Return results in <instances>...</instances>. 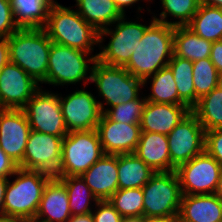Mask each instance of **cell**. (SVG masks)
<instances>
[{
    "label": "cell",
    "instance_id": "1",
    "mask_svg": "<svg viewBox=\"0 0 222 222\" xmlns=\"http://www.w3.org/2000/svg\"><path fill=\"white\" fill-rule=\"evenodd\" d=\"M174 29V26L154 21L124 68L134 77L144 80L168 66L174 54Z\"/></svg>",
    "mask_w": 222,
    "mask_h": 222
},
{
    "label": "cell",
    "instance_id": "2",
    "mask_svg": "<svg viewBox=\"0 0 222 222\" xmlns=\"http://www.w3.org/2000/svg\"><path fill=\"white\" fill-rule=\"evenodd\" d=\"M10 62L18 65L37 83L46 80L52 41L43 28H19L8 38Z\"/></svg>",
    "mask_w": 222,
    "mask_h": 222
},
{
    "label": "cell",
    "instance_id": "3",
    "mask_svg": "<svg viewBox=\"0 0 222 222\" xmlns=\"http://www.w3.org/2000/svg\"><path fill=\"white\" fill-rule=\"evenodd\" d=\"M49 39L56 44L76 48L87 53L99 43V32L75 10L57 2L52 6L43 27Z\"/></svg>",
    "mask_w": 222,
    "mask_h": 222
},
{
    "label": "cell",
    "instance_id": "4",
    "mask_svg": "<svg viewBox=\"0 0 222 222\" xmlns=\"http://www.w3.org/2000/svg\"><path fill=\"white\" fill-rule=\"evenodd\" d=\"M13 175L17 177L13 182L8 180L4 196L5 215L33 222L44 187L53 176L43 171L21 168Z\"/></svg>",
    "mask_w": 222,
    "mask_h": 222
},
{
    "label": "cell",
    "instance_id": "5",
    "mask_svg": "<svg viewBox=\"0 0 222 222\" xmlns=\"http://www.w3.org/2000/svg\"><path fill=\"white\" fill-rule=\"evenodd\" d=\"M104 154L96 129L68 132L62 141L61 164L54 177L81 176Z\"/></svg>",
    "mask_w": 222,
    "mask_h": 222
},
{
    "label": "cell",
    "instance_id": "6",
    "mask_svg": "<svg viewBox=\"0 0 222 222\" xmlns=\"http://www.w3.org/2000/svg\"><path fill=\"white\" fill-rule=\"evenodd\" d=\"M88 56L90 53L52 42L46 80L43 83L63 86L75 84L82 80L85 81L84 84L90 82L91 75L87 76V72L91 73L92 66L90 67L88 63H94L97 60V54Z\"/></svg>",
    "mask_w": 222,
    "mask_h": 222
},
{
    "label": "cell",
    "instance_id": "7",
    "mask_svg": "<svg viewBox=\"0 0 222 222\" xmlns=\"http://www.w3.org/2000/svg\"><path fill=\"white\" fill-rule=\"evenodd\" d=\"M142 192L143 216L178 217L182 193L176 171L155 172Z\"/></svg>",
    "mask_w": 222,
    "mask_h": 222
},
{
    "label": "cell",
    "instance_id": "8",
    "mask_svg": "<svg viewBox=\"0 0 222 222\" xmlns=\"http://www.w3.org/2000/svg\"><path fill=\"white\" fill-rule=\"evenodd\" d=\"M91 82H95L99 96L114 107L139 97L143 80L134 77L124 67L109 66L96 60L91 69Z\"/></svg>",
    "mask_w": 222,
    "mask_h": 222
},
{
    "label": "cell",
    "instance_id": "9",
    "mask_svg": "<svg viewBox=\"0 0 222 222\" xmlns=\"http://www.w3.org/2000/svg\"><path fill=\"white\" fill-rule=\"evenodd\" d=\"M142 25L136 22L125 21V15L117 20L115 30L108 27L99 31V46L103 42L104 36H111L108 45L100 46L101 52L97 54V60L109 66L124 67L135 51L137 43H140L146 29L154 22Z\"/></svg>",
    "mask_w": 222,
    "mask_h": 222
},
{
    "label": "cell",
    "instance_id": "10",
    "mask_svg": "<svg viewBox=\"0 0 222 222\" xmlns=\"http://www.w3.org/2000/svg\"><path fill=\"white\" fill-rule=\"evenodd\" d=\"M221 165L205 150L175 171L182 195L215 194Z\"/></svg>",
    "mask_w": 222,
    "mask_h": 222
},
{
    "label": "cell",
    "instance_id": "11",
    "mask_svg": "<svg viewBox=\"0 0 222 222\" xmlns=\"http://www.w3.org/2000/svg\"><path fill=\"white\" fill-rule=\"evenodd\" d=\"M171 171L204 151L205 130L190 111L167 135Z\"/></svg>",
    "mask_w": 222,
    "mask_h": 222
},
{
    "label": "cell",
    "instance_id": "12",
    "mask_svg": "<svg viewBox=\"0 0 222 222\" xmlns=\"http://www.w3.org/2000/svg\"><path fill=\"white\" fill-rule=\"evenodd\" d=\"M58 95L39 88L27 102L23 110L31 130L58 137L68 134Z\"/></svg>",
    "mask_w": 222,
    "mask_h": 222
},
{
    "label": "cell",
    "instance_id": "13",
    "mask_svg": "<svg viewBox=\"0 0 222 222\" xmlns=\"http://www.w3.org/2000/svg\"><path fill=\"white\" fill-rule=\"evenodd\" d=\"M67 131L97 129L103 114V104L91 92L77 90L66 97H59Z\"/></svg>",
    "mask_w": 222,
    "mask_h": 222
},
{
    "label": "cell",
    "instance_id": "14",
    "mask_svg": "<svg viewBox=\"0 0 222 222\" xmlns=\"http://www.w3.org/2000/svg\"><path fill=\"white\" fill-rule=\"evenodd\" d=\"M63 138L30 130L19 168L43 171L55 176L61 164Z\"/></svg>",
    "mask_w": 222,
    "mask_h": 222
},
{
    "label": "cell",
    "instance_id": "15",
    "mask_svg": "<svg viewBox=\"0 0 222 222\" xmlns=\"http://www.w3.org/2000/svg\"><path fill=\"white\" fill-rule=\"evenodd\" d=\"M38 86L22 68L9 62L0 71V109H23Z\"/></svg>",
    "mask_w": 222,
    "mask_h": 222
},
{
    "label": "cell",
    "instance_id": "16",
    "mask_svg": "<svg viewBox=\"0 0 222 222\" xmlns=\"http://www.w3.org/2000/svg\"><path fill=\"white\" fill-rule=\"evenodd\" d=\"M30 130L23 109H0V148L18 167L23 161Z\"/></svg>",
    "mask_w": 222,
    "mask_h": 222
},
{
    "label": "cell",
    "instance_id": "17",
    "mask_svg": "<svg viewBox=\"0 0 222 222\" xmlns=\"http://www.w3.org/2000/svg\"><path fill=\"white\" fill-rule=\"evenodd\" d=\"M97 132L105 154L119 155L134 153L141 134L140 124H124L109 120L104 114Z\"/></svg>",
    "mask_w": 222,
    "mask_h": 222
},
{
    "label": "cell",
    "instance_id": "18",
    "mask_svg": "<svg viewBox=\"0 0 222 222\" xmlns=\"http://www.w3.org/2000/svg\"><path fill=\"white\" fill-rule=\"evenodd\" d=\"M81 177L98 201L109 200L119 189L118 155L104 154Z\"/></svg>",
    "mask_w": 222,
    "mask_h": 222
},
{
    "label": "cell",
    "instance_id": "19",
    "mask_svg": "<svg viewBox=\"0 0 222 222\" xmlns=\"http://www.w3.org/2000/svg\"><path fill=\"white\" fill-rule=\"evenodd\" d=\"M191 110L185 105L147 101L141 116V132L168 135Z\"/></svg>",
    "mask_w": 222,
    "mask_h": 222
},
{
    "label": "cell",
    "instance_id": "20",
    "mask_svg": "<svg viewBox=\"0 0 222 222\" xmlns=\"http://www.w3.org/2000/svg\"><path fill=\"white\" fill-rule=\"evenodd\" d=\"M71 216L66 186L53 176L44 187L33 222H67Z\"/></svg>",
    "mask_w": 222,
    "mask_h": 222
},
{
    "label": "cell",
    "instance_id": "21",
    "mask_svg": "<svg viewBox=\"0 0 222 222\" xmlns=\"http://www.w3.org/2000/svg\"><path fill=\"white\" fill-rule=\"evenodd\" d=\"M178 222H222V200L216 194L182 195Z\"/></svg>",
    "mask_w": 222,
    "mask_h": 222
},
{
    "label": "cell",
    "instance_id": "22",
    "mask_svg": "<svg viewBox=\"0 0 222 222\" xmlns=\"http://www.w3.org/2000/svg\"><path fill=\"white\" fill-rule=\"evenodd\" d=\"M134 154L155 172L171 171L167 135L156 132H141Z\"/></svg>",
    "mask_w": 222,
    "mask_h": 222
},
{
    "label": "cell",
    "instance_id": "23",
    "mask_svg": "<svg viewBox=\"0 0 222 222\" xmlns=\"http://www.w3.org/2000/svg\"><path fill=\"white\" fill-rule=\"evenodd\" d=\"M55 3V0H10L18 28H43Z\"/></svg>",
    "mask_w": 222,
    "mask_h": 222
},
{
    "label": "cell",
    "instance_id": "24",
    "mask_svg": "<svg viewBox=\"0 0 222 222\" xmlns=\"http://www.w3.org/2000/svg\"><path fill=\"white\" fill-rule=\"evenodd\" d=\"M76 6L78 14L98 32L123 16L113 0H76Z\"/></svg>",
    "mask_w": 222,
    "mask_h": 222
},
{
    "label": "cell",
    "instance_id": "25",
    "mask_svg": "<svg viewBox=\"0 0 222 222\" xmlns=\"http://www.w3.org/2000/svg\"><path fill=\"white\" fill-rule=\"evenodd\" d=\"M212 41L196 35L188 26L174 29V55L192 62L210 58Z\"/></svg>",
    "mask_w": 222,
    "mask_h": 222
},
{
    "label": "cell",
    "instance_id": "26",
    "mask_svg": "<svg viewBox=\"0 0 222 222\" xmlns=\"http://www.w3.org/2000/svg\"><path fill=\"white\" fill-rule=\"evenodd\" d=\"M155 173L134 153L118 155L119 189L142 188Z\"/></svg>",
    "mask_w": 222,
    "mask_h": 222
},
{
    "label": "cell",
    "instance_id": "27",
    "mask_svg": "<svg viewBox=\"0 0 222 222\" xmlns=\"http://www.w3.org/2000/svg\"><path fill=\"white\" fill-rule=\"evenodd\" d=\"M191 112L197 117L205 132L222 129V87L218 85L200 98Z\"/></svg>",
    "mask_w": 222,
    "mask_h": 222
},
{
    "label": "cell",
    "instance_id": "28",
    "mask_svg": "<svg viewBox=\"0 0 222 222\" xmlns=\"http://www.w3.org/2000/svg\"><path fill=\"white\" fill-rule=\"evenodd\" d=\"M187 26L201 38L212 42L221 41L222 9L210 6H199Z\"/></svg>",
    "mask_w": 222,
    "mask_h": 222
},
{
    "label": "cell",
    "instance_id": "29",
    "mask_svg": "<svg viewBox=\"0 0 222 222\" xmlns=\"http://www.w3.org/2000/svg\"><path fill=\"white\" fill-rule=\"evenodd\" d=\"M168 67L172 70L174 80L177 84L179 105H185L191 110L195 106L193 62L173 54Z\"/></svg>",
    "mask_w": 222,
    "mask_h": 222
},
{
    "label": "cell",
    "instance_id": "30",
    "mask_svg": "<svg viewBox=\"0 0 222 222\" xmlns=\"http://www.w3.org/2000/svg\"><path fill=\"white\" fill-rule=\"evenodd\" d=\"M58 179L66 186L72 215H84L93 211L90 209V200L96 204L98 199L81 176L59 177Z\"/></svg>",
    "mask_w": 222,
    "mask_h": 222
},
{
    "label": "cell",
    "instance_id": "31",
    "mask_svg": "<svg viewBox=\"0 0 222 222\" xmlns=\"http://www.w3.org/2000/svg\"><path fill=\"white\" fill-rule=\"evenodd\" d=\"M152 77L151 94L145 97L146 101L164 104L179 105L177 84L174 80L172 70L166 66L157 71L154 75L143 80V85Z\"/></svg>",
    "mask_w": 222,
    "mask_h": 222
},
{
    "label": "cell",
    "instance_id": "32",
    "mask_svg": "<svg viewBox=\"0 0 222 222\" xmlns=\"http://www.w3.org/2000/svg\"><path fill=\"white\" fill-rule=\"evenodd\" d=\"M220 73L210 60L205 58L193 62V82L195 87V105L203 96L219 85Z\"/></svg>",
    "mask_w": 222,
    "mask_h": 222
},
{
    "label": "cell",
    "instance_id": "33",
    "mask_svg": "<svg viewBox=\"0 0 222 222\" xmlns=\"http://www.w3.org/2000/svg\"><path fill=\"white\" fill-rule=\"evenodd\" d=\"M163 6V11L160 13V18L154 16V20L165 23L171 26H187L195 13L198 10L197 0H160ZM169 14V15H168ZM173 16L179 21H167L166 17Z\"/></svg>",
    "mask_w": 222,
    "mask_h": 222
},
{
    "label": "cell",
    "instance_id": "34",
    "mask_svg": "<svg viewBox=\"0 0 222 222\" xmlns=\"http://www.w3.org/2000/svg\"><path fill=\"white\" fill-rule=\"evenodd\" d=\"M109 202L123 218L143 215L142 188L118 189L111 196Z\"/></svg>",
    "mask_w": 222,
    "mask_h": 222
},
{
    "label": "cell",
    "instance_id": "35",
    "mask_svg": "<svg viewBox=\"0 0 222 222\" xmlns=\"http://www.w3.org/2000/svg\"><path fill=\"white\" fill-rule=\"evenodd\" d=\"M146 99H134L127 103H121L103 110V114L109 119L124 124H140L141 116L146 104Z\"/></svg>",
    "mask_w": 222,
    "mask_h": 222
},
{
    "label": "cell",
    "instance_id": "36",
    "mask_svg": "<svg viewBox=\"0 0 222 222\" xmlns=\"http://www.w3.org/2000/svg\"><path fill=\"white\" fill-rule=\"evenodd\" d=\"M18 29L13 18L10 0H0V39L8 38Z\"/></svg>",
    "mask_w": 222,
    "mask_h": 222
},
{
    "label": "cell",
    "instance_id": "37",
    "mask_svg": "<svg viewBox=\"0 0 222 222\" xmlns=\"http://www.w3.org/2000/svg\"><path fill=\"white\" fill-rule=\"evenodd\" d=\"M204 150L217 160L222 167V129L205 132Z\"/></svg>",
    "mask_w": 222,
    "mask_h": 222
},
{
    "label": "cell",
    "instance_id": "38",
    "mask_svg": "<svg viewBox=\"0 0 222 222\" xmlns=\"http://www.w3.org/2000/svg\"><path fill=\"white\" fill-rule=\"evenodd\" d=\"M97 210L92 211L94 222H122L123 217L109 202V200L98 201Z\"/></svg>",
    "mask_w": 222,
    "mask_h": 222
},
{
    "label": "cell",
    "instance_id": "39",
    "mask_svg": "<svg viewBox=\"0 0 222 222\" xmlns=\"http://www.w3.org/2000/svg\"><path fill=\"white\" fill-rule=\"evenodd\" d=\"M18 168V165L0 148V177H11Z\"/></svg>",
    "mask_w": 222,
    "mask_h": 222
},
{
    "label": "cell",
    "instance_id": "40",
    "mask_svg": "<svg viewBox=\"0 0 222 222\" xmlns=\"http://www.w3.org/2000/svg\"><path fill=\"white\" fill-rule=\"evenodd\" d=\"M210 60L218 70V72L222 73V40L215 41L212 43Z\"/></svg>",
    "mask_w": 222,
    "mask_h": 222
},
{
    "label": "cell",
    "instance_id": "41",
    "mask_svg": "<svg viewBox=\"0 0 222 222\" xmlns=\"http://www.w3.org/2000/svg\"><path fill=\"white\" fill-rule=\"evenodd\" d=\"M10 62L8 39H0V71Z\"/></svg>",
    "mask_w": 222,
    "mask_h": 222
},
{
    "label": "cell",
    "instance_id": "42",
    "mask_svg": "<svg viewBox=\"0 0 222 222\" xmlns=\"http://www.w3.org/2000/svg\"><path fill=\"white\" fill-rule=\"evenodd\" d=\"M8 185V178L0 177V218L6 216L4 210V196Z\"/></svg>",
    "mask_w": 222,
    "mask_h": 222
},
{
    "label": "cell",
    "instance_id": "43",
    "mask_svg": "<svg viewBox=\"0 0 222 222\" xmlns=\"http://www.w3.org/2000/svg\"><path fill=\"white\" fill-rule=\"evenodd\" d=\"M113 1L116 5L117 9L124 16L125 15L124 7L131 6L140 0H113Z\"/></svg>",
    "mask_w": 222,
    "mask_h": 222
},
{
    "label": "cell",
    "instance_id": "44",
    "mask_svg": "<svg viewBox=\"0 0 222 222\" xmlns=\"http://www.w3.org/2000/svg\"><path fill=\"white\" fill-rule=\"evenodd\" d=\"M67 222H94L92 213L84 215H72Z\"/></svg>",
    "mask_w": 222,
    "mask_h": 222
},
{
    "label": "cell",
    "instance_id": "45",
    "mask_svg": "<svg viewBox=\"0 0 222 222\" xmlns=\"http://www.w3.org/2000/svg\"><path fill=\"white\" fill-rule=\"evenodd\" d=\"M143 222H178V217H147L143 216Z\"/></svg>",
    "mask_w": 222,
    "mask_h": 222
},
{
    "label": "cell",
    "instance_id": "46",
    "mask_svg": "<svg viewBox=\"0 0 222 222\" xmlns=\"http://www.w3.org/2000/svg\"><path fill=\"white\" fill-rule=\"evenodd\" d=\"M198 6H210L222 9V0H197Z\"/></svg>",
    "mask_w": 222,
    "mask_h": 222
},
{
    "label": "cell",
    "instance_id": "47",
    "mask_svg": "<svg viewBox=\"0 0 222 222\" xmlns=\"http://www.w3.org/2000/svg\"><path fill=\"white\" fill-rule=\"evenodd\" d=\"M215 194L222 200V167L219 174V182Z\"/></svg>",
    "mask_w": 222,
    "mask_h": 222
},
{
    "label": "cell",
    "instance_id": "48",
    "mask_svg": "<svg viewBox=\"0 0 222 222\" xmlns=\"http://www.w3.org/2000/svg\"><path fill=\"white\" fill-rule=\"evenodd\" d=\"M0 222H26V221L17 217L4 216L0 218Z\"/></svg>",
    "mask_w": 222,
    "mask_h": 222
},
{
    "label": "cell",
    "instance_id": "49",
    "mask_svg": "<svg viewBox=\"0 0 222 222\" xmlns=\"http://www.w3.org/2000/svg\"><path fill=\"white\" fill-rule=\"evenodd\" d=\"M122 222H143V215L124 217Z\"/></svg>",
    "mask_w": 222,
    "mask_h": 222
},
{
    "label": "cell",
    "instance_id": "50",
    "mask_svg": "<svg viewBox=\"0 0 222 222\" xmlns=\"http://www.w3.org/2000/svg\"><path fill=\"white\" fill-rule=\"evenodd\" d=\"M219 86L222 87V73L220 74Z\"/></svg>",
    "mask_w": 222,
    "mask_h": 222
}]
</instances>
